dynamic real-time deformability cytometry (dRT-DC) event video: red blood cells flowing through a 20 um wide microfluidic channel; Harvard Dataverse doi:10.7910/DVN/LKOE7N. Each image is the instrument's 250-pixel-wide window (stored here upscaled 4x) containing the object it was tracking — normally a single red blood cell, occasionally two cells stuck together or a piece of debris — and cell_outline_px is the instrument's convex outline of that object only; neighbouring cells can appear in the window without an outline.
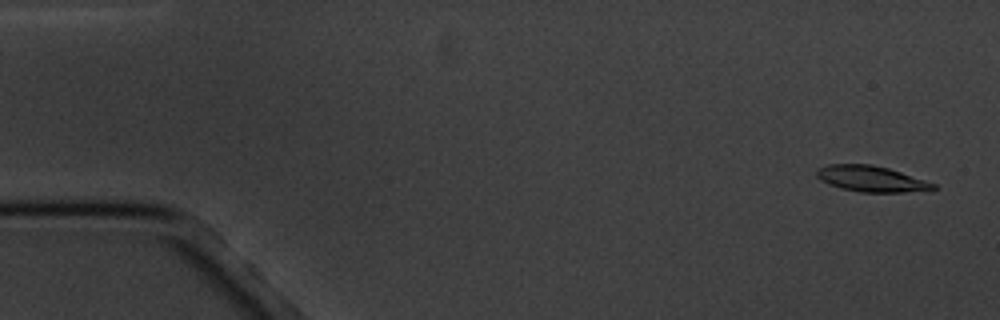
{"species": "common noctule bat (a hibernating species)", "species_latin": "Nyctalus noctula", "temperature_condition": "cold", "stored_images_in_passage": 5, "camera_frame_rate_fps": 3000, "um_per_image_px": 0.085, "animal": {"sex": "male", "body_mass_g": 20.1, "forearm_length_mm": 53.5}, "frame": {"image": 1, "passage_image": 1, "time_ms": 0.0, "image_size_px": [1000, 320], "cell_outline_px": [[936, 188], [932, 192], [860, 192], [840, 188], [828, 184], [820, 180], [816, 176], [816, 168], [828, 164], [872, 164], [888, 168], [936, 184]], "centroid_in_image_um": [74.07, 15.21], "position_along_channel_um": 10.9, "area_um2": 17.86}}
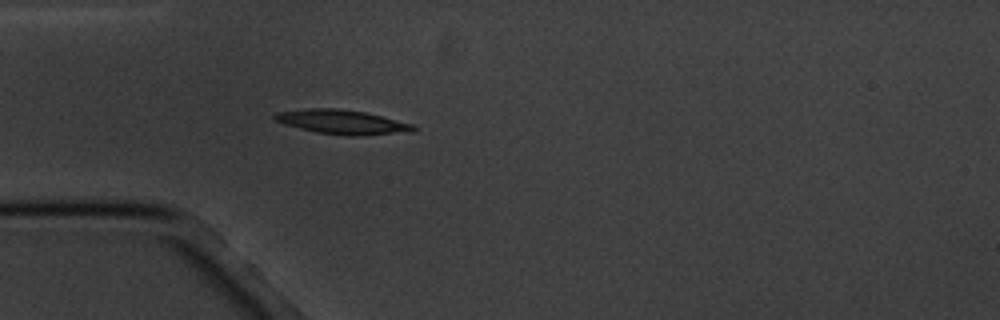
{"frame": {"image": 2, "passage_image": 5, "time_ms": 4.667, "image_size_px": [1000, 320], "cell_outline_px": [[416, 128], [408, 132], [360, 136], [352, 136], [316, 132], [284, 124], [276, 120], [272, 116], [276, 112], [308, 108], [336, 108], [364, 112], [412, 124]], "centroid_in_image_um": [29.04, 10.37], "position_along_channel_um": 56.0, "area_um2": 19.36}}